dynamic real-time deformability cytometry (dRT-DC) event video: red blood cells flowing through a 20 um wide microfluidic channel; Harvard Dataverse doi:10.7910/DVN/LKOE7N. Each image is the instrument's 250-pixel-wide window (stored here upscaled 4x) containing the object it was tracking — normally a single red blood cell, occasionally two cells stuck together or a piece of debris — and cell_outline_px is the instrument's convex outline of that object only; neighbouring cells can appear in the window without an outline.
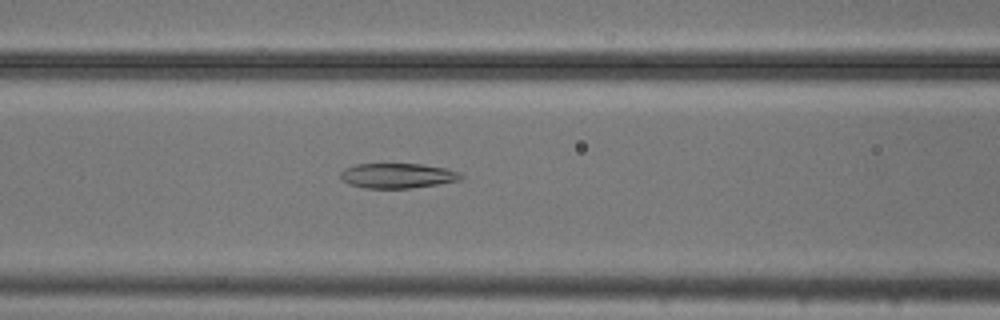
{"species": "common noctule bat (a hibernating species)", "species_latin": "Nyctalus noctula", "temperature_condition": "cold", "stored_images_in_passage": 53, "camera_frame_rate_fps": 3000, "um_per_image_px": 0.085, "animal": {"sex": "male", "body_mass_g": 20.5, "forearm_length_mm": 52.5}, "frame": {"image": 1, "passage_image": 22, "time_ms": 7.0, "image_size_px": [1000, 320], "cell_outline_px": [[464, 176], [460, 180], [412, 188], [364, 188], [348, 184], [340, 176], [340, 172], [344, 168], [356, 164], [420, 164], [444, 168], [460, 172]], "centroid_in_image_um": [33.77, 14.93], "position_along_channel_um": 132.8, "area_um2": 17.46}}
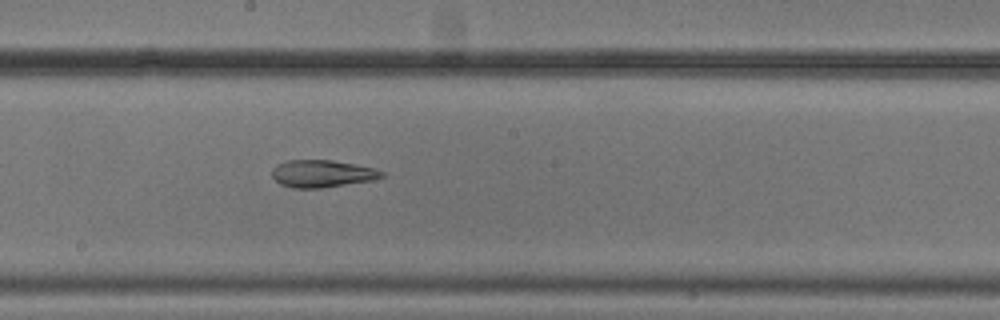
{"frame": {"image": 2, "passage_image": 29, "time_ms": 9.333, "image_size_px": [1000, 320], "cell_outline_px": [[384, 176], [372, 180], [320, 188], [292, 188], [280, 184], [272, 176], [272, 168], [276, 164], [288, 160], [332, 160], [376, 168], [384, 172]], "centroid_in_image_um": [27.36, 14.75], "position_along_channel_um": 220.8, "area_um2": 17.46}}
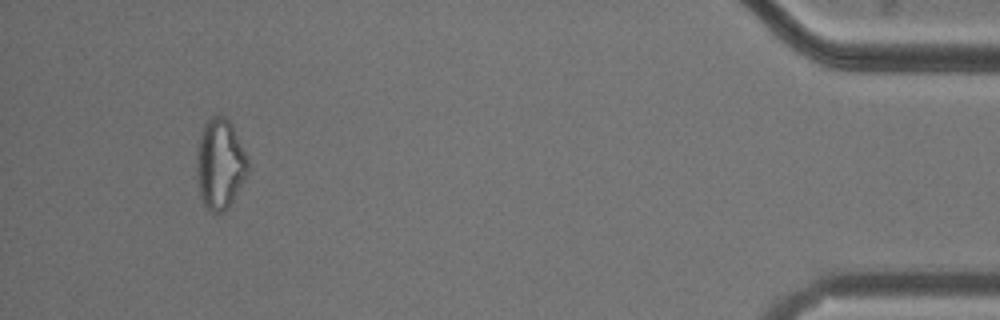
{"frame": {"image": 3, "passage_image": 50, "time_ms": 16.333, "image_size_px": [1000, 320], "cell_outline_px": [[248, 172], [228, 208], [224, 212], [212, 212], [204, 204], [200, 196], [196, 184], [196, 156], [200, 136], [204, 124], [216, 112], [224, 116], [228, 120], [248, 156]], "centroid_in_image_um": [18.68, 13.93], "position_along_channel_um": 416.5, "area_um2": 27.05}, "authors_computed_cell_mechanics": {"area_um2": 23.8714, "velocity_mm_per_s": 3.7677, "shape_relaxation_time_tau1_ms": null, "shape_relaxation_time_tau2_ms": 2.2052, "deformation_change_tau1": null, "deformation_change_tau2": 0.0961}}